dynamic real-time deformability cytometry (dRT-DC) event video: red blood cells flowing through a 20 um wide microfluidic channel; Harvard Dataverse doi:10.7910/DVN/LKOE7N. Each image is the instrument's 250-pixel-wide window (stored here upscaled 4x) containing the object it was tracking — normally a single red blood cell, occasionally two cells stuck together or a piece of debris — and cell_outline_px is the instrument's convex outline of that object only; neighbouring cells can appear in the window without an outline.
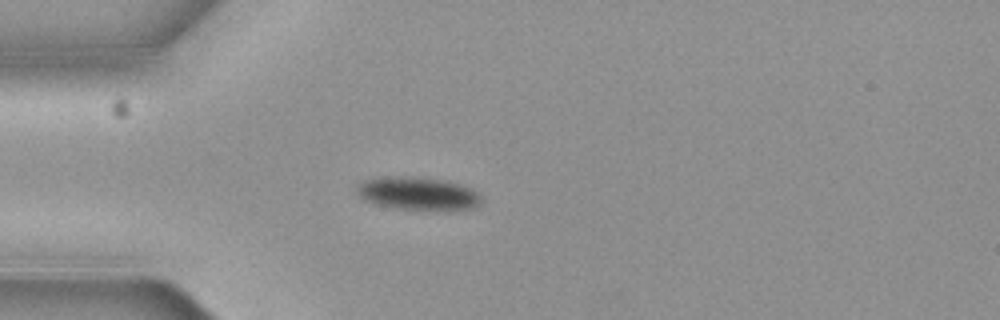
{"species": "common noctule bat (a hibernating species)", "species_latin": "Nyctalus noctula", "temperature_condition": "cold", "stored_images_in_passage": 5, "camera_frame_rate_fps": 3000, "um_per_image_px": 0.085, "animal": {"sex": "female", "body_mass_g": 19.3, "forearm_length_mm": 54.1}, "frame": {"image": 1, "passage_image": 4, "time_ms": 1.0, "image_size_px": [1000, 320], "cell_outline_px": [[480, 204], [472, 208], [396, 208], [376, 204], [364, 200], [356, 192], [356, 184], [364, 180], [380, 176], [412, 176], [448, 180], [460, 184], [476, 192], [480, 196]], "centroid_in_image_um": [35.42, 16.39], "position_along_channel_um": 49.6, "area_um2": 23.52}}